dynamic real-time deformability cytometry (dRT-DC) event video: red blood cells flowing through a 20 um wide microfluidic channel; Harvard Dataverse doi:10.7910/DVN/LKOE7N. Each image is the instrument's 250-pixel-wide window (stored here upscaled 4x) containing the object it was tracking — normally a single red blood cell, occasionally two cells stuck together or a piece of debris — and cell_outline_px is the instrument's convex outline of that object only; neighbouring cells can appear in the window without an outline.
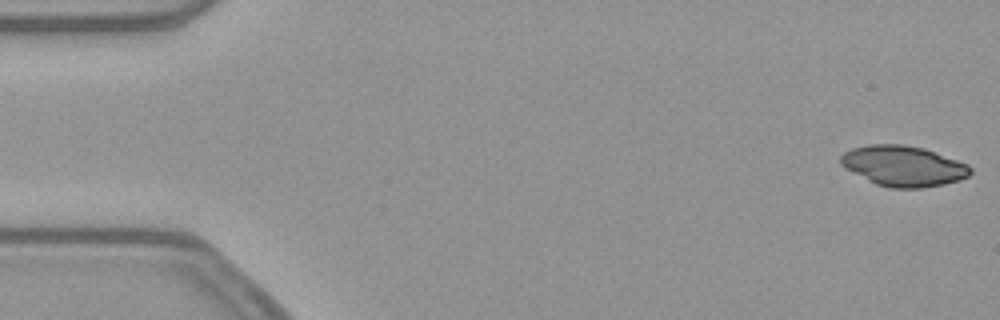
{"species": "common noctule bat (a hibernating species)", "species_latin": "Nyctalus noctula", "temperature_condition": "warm", "stored_images_in_passage": 52, "camera_frame_rate_fps": 3000, "um_per_image_px": 0.085, "animal": {"sex": "female", "body_mass_g": 21.9}, "frame": {"image": 1, "passage_image": 1, "time_ms": 0.0, "image_size_px": [1000, 320], "cell_outline_px": [[972, 172], [968, 176], [960, 180], [944, 184], [920, 188], [892, 188], [876, 184], [868, 180], [840, 164], [840, 156], [844, 152], [852, 148], [868, 144], [904, 144], [924, 148], [936, 152], [968, 164], [972, 168]], "centroid_in_image_um": [76.81, 14.1], "position_along_channel_um": 8.2, "area_um2": 30.58}}